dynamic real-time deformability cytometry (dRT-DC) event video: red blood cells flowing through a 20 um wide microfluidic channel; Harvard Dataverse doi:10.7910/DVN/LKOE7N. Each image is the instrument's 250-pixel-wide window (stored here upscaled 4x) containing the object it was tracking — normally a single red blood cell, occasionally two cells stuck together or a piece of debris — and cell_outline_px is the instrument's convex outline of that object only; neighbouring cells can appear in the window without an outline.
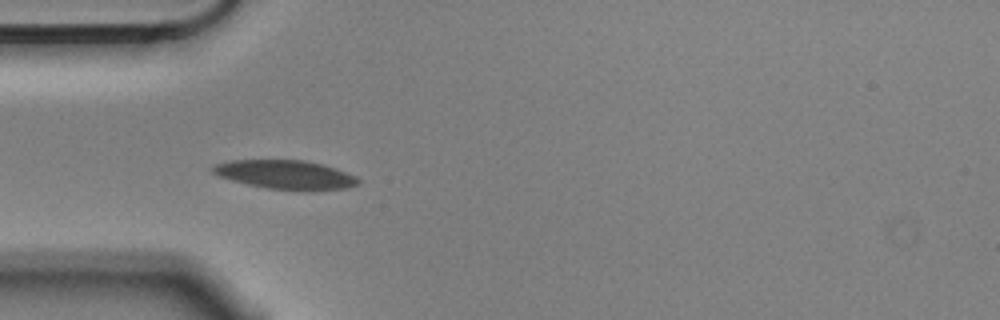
{"species": "Egyptian fruit bat (a non-hibernating species)", "species_latin": "Rousettus aegyptiacus", "temperature_condition": "cold", "stored_images_in_passage": 1, "camera_frame_rate_fps": 3000, "um_per_image_px": 0.085, "animal": {"sex": "male"}, "frame": {"image": 1, "passage_image": 1, "time_ms": 0.0, "image_size_px": [1000, 320], "cell_outline_px": [[360, 184], [348, 188], [268, 188], [248, 184], [216, 176], [212, 172], [212, 168], [216, 164], [232, 160], [304, 160], [336, 168], [356, 176], [360, 180]], "centroid_in_image_um": [24.23, 14.81], "position_along_channel_um": 60.8, "area_um2": 23.64}}